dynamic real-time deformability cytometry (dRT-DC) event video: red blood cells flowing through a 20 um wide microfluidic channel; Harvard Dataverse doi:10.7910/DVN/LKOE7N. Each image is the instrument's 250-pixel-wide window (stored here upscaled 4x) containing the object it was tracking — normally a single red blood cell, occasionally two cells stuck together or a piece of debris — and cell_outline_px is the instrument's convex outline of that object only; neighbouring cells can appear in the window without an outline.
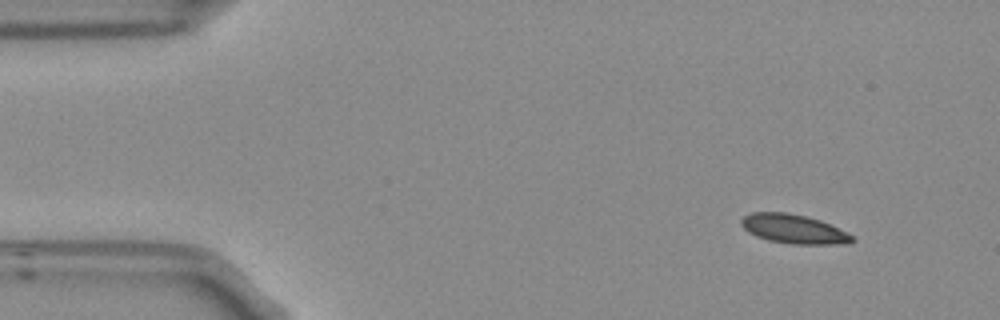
{"species": "Egyptian fruit bat (a non-hibernating species)", "species_latin": "Rousettus aegyptiacus", "temperature_condition": "room temperature", "stored_images_in_passage": 4, "camera_frame_rate_fps": 3000, "um_per_image_px": 0.085, "frame": {"image": 1, "passage_image": 1, "time_ms": 0.0, "image_size_px": [1000, 320], "cell_outline_px": [[856, 240], [848, 244], [792, 244], [768, 240], [756, 236], [748, 232], [740, 224], [740, 220], [744, 216], [752, 212], [788, 212], [808, 216], [820, 220], [852, 236]], "centroid_in_image_um": [67.43, 19.46], "position_along_channel_um": 17.6, "area_um2": 18.79}}
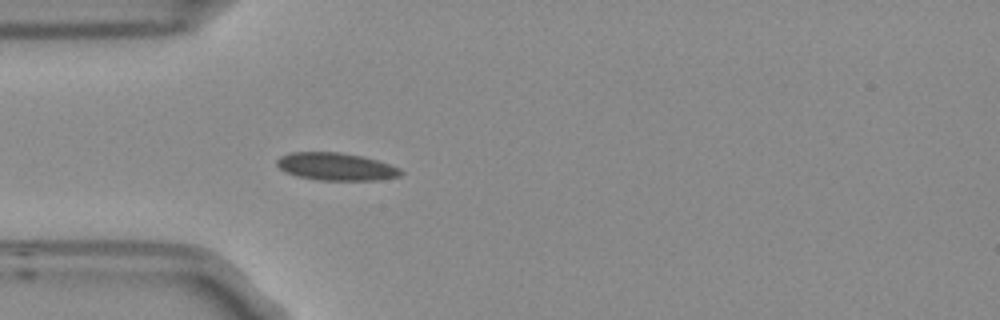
{"frame": {"image": 2, "passage_image": 4, "time_ms": 1.0, "image_size_px": [1000, 320], "cell_outline_px": [[404, 172], [400, 176], [376, 180], [320, 180], [296, 176], [284, 172], [276, 164], [276, 160], [280, 156], [292, 152], [340, 152], [360, 156], [376, 160], [400, 168]], "centroid_in_image_um": [28.53, 14.16], "position_along_channel_um": 56.5, "area_um2": 19.88}}